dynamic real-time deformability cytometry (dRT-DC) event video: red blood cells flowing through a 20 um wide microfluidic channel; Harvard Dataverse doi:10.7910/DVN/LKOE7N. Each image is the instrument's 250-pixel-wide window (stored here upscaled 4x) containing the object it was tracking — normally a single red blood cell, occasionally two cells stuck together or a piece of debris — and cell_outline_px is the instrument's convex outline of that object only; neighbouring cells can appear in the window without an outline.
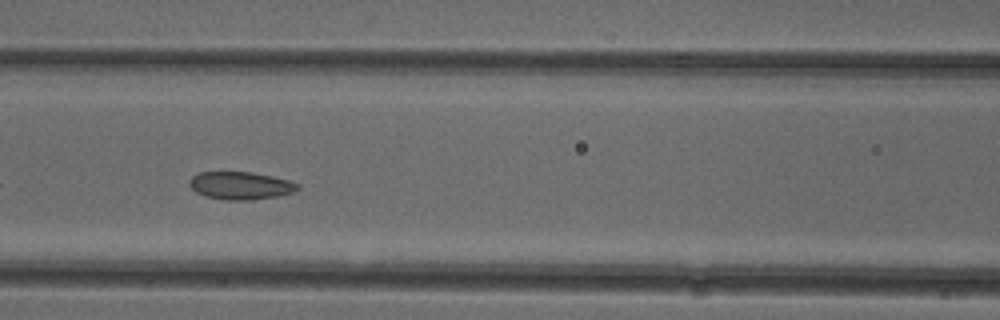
{"species": "common noctule bat (a hibernating species)", "species_latin": "Nyctalus noctula", "temperature_condition": "cold", "stored_images_in_passage": 36, "camera_frame_rate_fps": 3000, "um_per_image_px": 0.085, "animal": {"sex": "female"}, "frame": {"image": 1, "passage_image": 7, "time_ms": 2.0, "image_size_px": [1000, 320], "cell_outline_px": [[300, 188], [292, 192], [276, 196], [252, 200], [224, 200], [204, 196], [196, 192], [188, 184], [188, 180], [192, 176], [200, 172], [252, 172], [272, 176], [288, 180], [300, 184]], "centroid_in_image_um": [20.42, 15.77], "position_along_channel_um": 146.2, "area_um2": 17.57}}
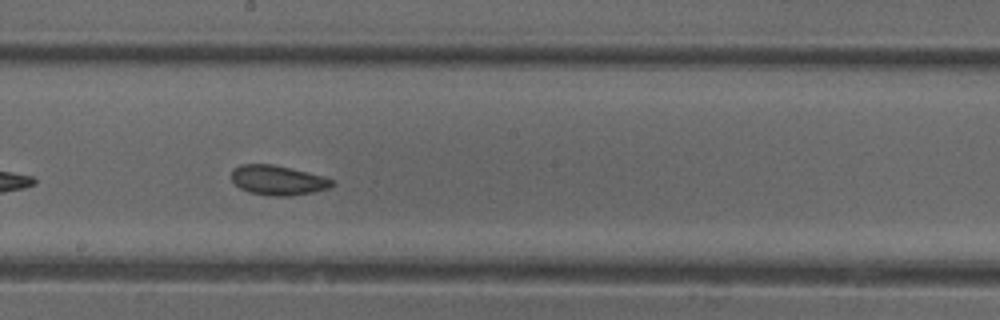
{"frame": {"image": 2, "passage_image": 13, "time_ms": 4.0, "image_size_px": [1000, 320], "cell_outline_px": [[336, 184], [328, 188], [312, 192], [288, 196], [276, 196], [248, 192], [240, 188], [232, 180], [232, 168], [240, 164], [272, 164], [308, 172], [332, 180]], "centroid_in_image_um": [23.58, 15.31], "position_along_channel_um": 224.6, "area_um2": 17.22}}
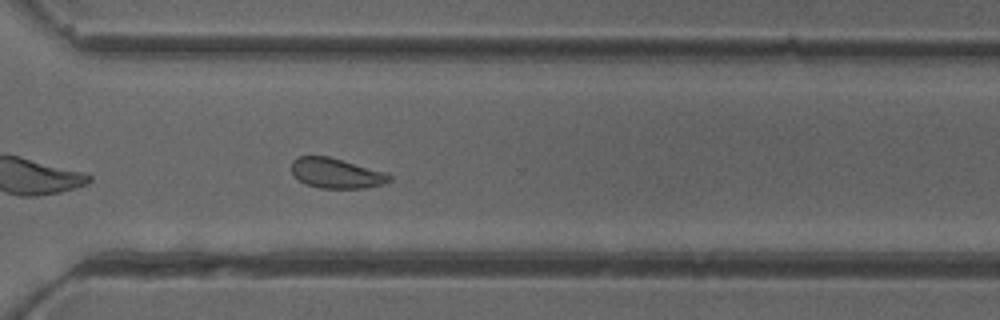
{"frame": {"image": 3, "passage_image": 22, "time_ms": 7.0, "image_size_px": [1000, 320], "cell_outline_px": [[392, 180], [384, 184], [364, 188], [320, 188], [304, 184], [292, 172], [292, 160], [296, 156], [328, 156], [384, 172], [392, 176]], "centroid_in_image_um": [28.57, 14.73], "position_along_channel_um": 342.0, "area_um2": 17.05}, "authors_computed_cell_mechanics": {"area_um2": 17.5712, "velocity_mm_per_s": 3.9257, "shape_relaxation_time_tau1_ms": 6.9539, "shape_relaxation_time_tau2_ms": 1.9607, "deformation_change_tau1": 0.0837, "deformation_change_tau2": 0.0623}}